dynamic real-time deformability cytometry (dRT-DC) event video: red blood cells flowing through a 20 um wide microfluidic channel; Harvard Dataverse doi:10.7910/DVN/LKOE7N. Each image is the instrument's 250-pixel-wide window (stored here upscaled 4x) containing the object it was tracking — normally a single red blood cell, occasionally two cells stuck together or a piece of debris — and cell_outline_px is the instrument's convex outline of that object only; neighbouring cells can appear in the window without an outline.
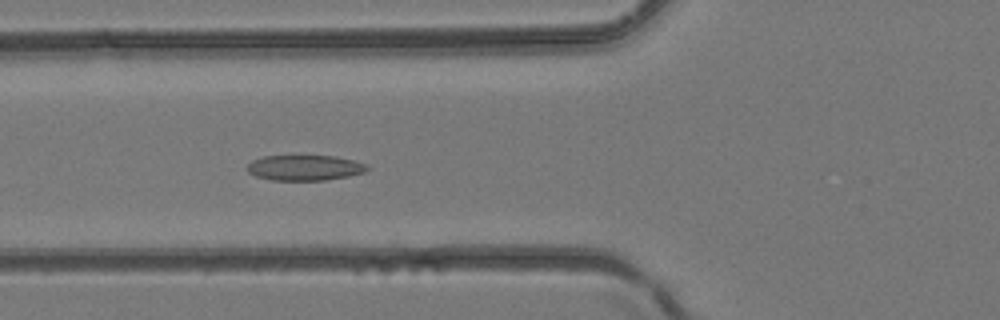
{"species": "common noctule bat (a hibernating species)", "species_latin": "Nyctalus noctula", "temperature_condition": "room temperature", "stored_images_in_passage": 32, "camera_frame_rate_fps": 3000, "um_per_image_px": 0.085, "animal": {"sex": "female", "body_mass_g": 24.6, "forearm_length_mm": 56.2}, "frame": {"image": 1, "passage_image": 5, "time_ms": 1.333, "image_size_px": [1000, 320], "cell_outline_px": [[368, 168], [364, 172], [348, 176], [324, 180], [272, 180], [256, 176], [248, 172], [248, 164], [252, 160], [264, 156], [336, 156], [368, 164]], "centroid_in_image_um": [25.9, 14.25], "position_along_channel_um": 99.9, "area_um2": 17.63}}
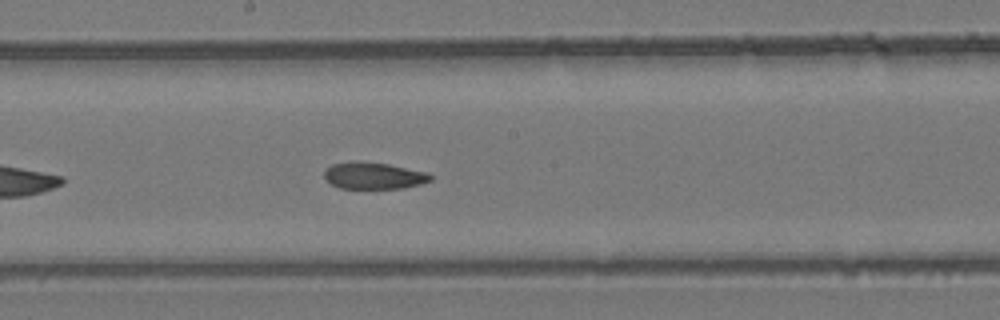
{"frame": {"image": 2, "passage_image": 12, "time_ms": 3.667, "image_size_px": [1000, 320], "cell_outline_px": [[432, 180], [420, 184], [404, 188], [340, 188], [332, 184], [324, 176], [324, 172], [332, 164], [388, 164], [428, 172], [432, 176]], "centroid_in_image_um": [31.85, 14.98], "position_along_channel_um": 216.3, "area_um2": 15.72}}
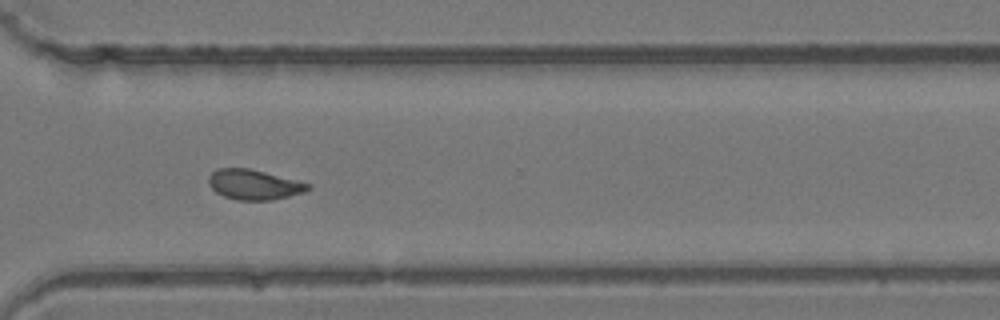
{"frame": {"image": 3, "passage_image": 20, "time_ms": 6.333, "image_size_px": [1000, 320], "cell_outline_px": [[312, 188], [304, 192], [272, 200], [236, 200], [224, 196], [216, 192], [208, 184], [208, 176], [216, 168], [248, 168], [312, 184]], "centroid_in_image_um": [21.57, 15.69], "position_along_channel_um": 349.0, "area_um2": 17.4}}